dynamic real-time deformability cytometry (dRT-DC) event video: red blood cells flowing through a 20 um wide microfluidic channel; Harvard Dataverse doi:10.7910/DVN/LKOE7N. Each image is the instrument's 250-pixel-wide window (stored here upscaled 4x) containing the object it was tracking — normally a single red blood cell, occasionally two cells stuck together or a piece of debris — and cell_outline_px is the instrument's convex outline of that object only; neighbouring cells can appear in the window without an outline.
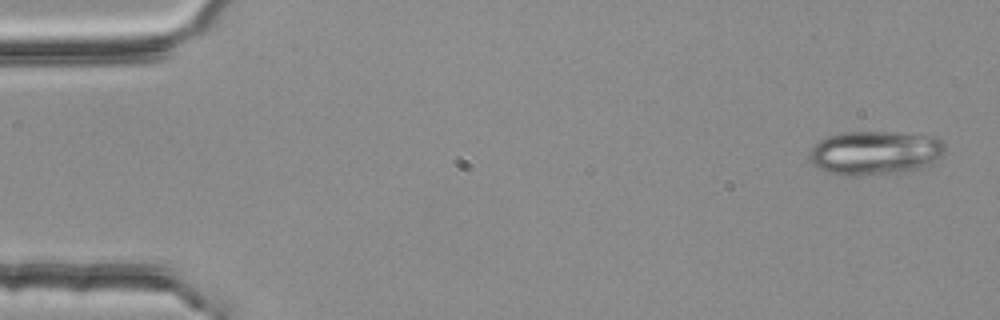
{"species": "common noctule bat (a hibernating species)", "species_latin": "Nyctalus noctula", "temperature_condition": "room temperature", "stored_images_in_passage": 4, "camera_frame_rate_fps": 3000, "um_per_image_px": 0.085, "animal": {"sex": "female", "body_mass_g": 25.1}, "frame": {"image": 1, "passage_image": 1, "time_ms": 0.0, "image_size_px": [1000, 320], "cell_outline_px": [[944, 152], [932, 164], [924, 168], [908, 172], [852, 176], [828, 172], [816, 168], [812, 164], [808, 156], [812, 148], [820, 140], [828, 136], [844, 132], [888, 132], [936, 136], [944, 144]], "centroid_in_image_um": [74.39, 13.0], "position_along_channel_um": 10.6, "area_um2": 34.97}}